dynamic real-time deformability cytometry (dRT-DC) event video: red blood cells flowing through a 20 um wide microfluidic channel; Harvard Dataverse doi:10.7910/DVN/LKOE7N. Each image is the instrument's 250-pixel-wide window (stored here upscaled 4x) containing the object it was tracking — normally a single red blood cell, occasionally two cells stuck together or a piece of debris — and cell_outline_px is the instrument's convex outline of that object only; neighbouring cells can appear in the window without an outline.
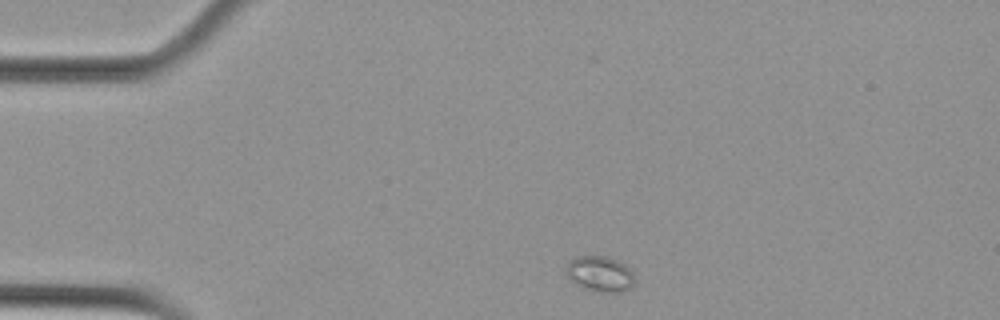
{"species": "Egyptian fruit bat (a non-hibernating species)", "species_latin": "Rousettus aegyptiacus", "temperature_condition": "cold", "stored_images_in_passage": 7, "camera_frame_rate_fps": 3000, "um_per_image_px": 0.085, "animal": {"sex": "female"}, "frame": {"image": 1, "passage_image": 1, "time_ms": 0.0, "image_size_px": [1000, 320], "cell_outline_px": [[636, 280], [632, 288], [620, 292], [596, 292], [584, 288], [576, 284], [568, 276], [564, 268], [568, 260], [576, 256], [604, 256], [616, 260], [624, 264], [632, 272]], "centroid_in_image_um": [50.99, 23.28], "position_along_channel_um": 34.0, "area_um2": 14.39}}